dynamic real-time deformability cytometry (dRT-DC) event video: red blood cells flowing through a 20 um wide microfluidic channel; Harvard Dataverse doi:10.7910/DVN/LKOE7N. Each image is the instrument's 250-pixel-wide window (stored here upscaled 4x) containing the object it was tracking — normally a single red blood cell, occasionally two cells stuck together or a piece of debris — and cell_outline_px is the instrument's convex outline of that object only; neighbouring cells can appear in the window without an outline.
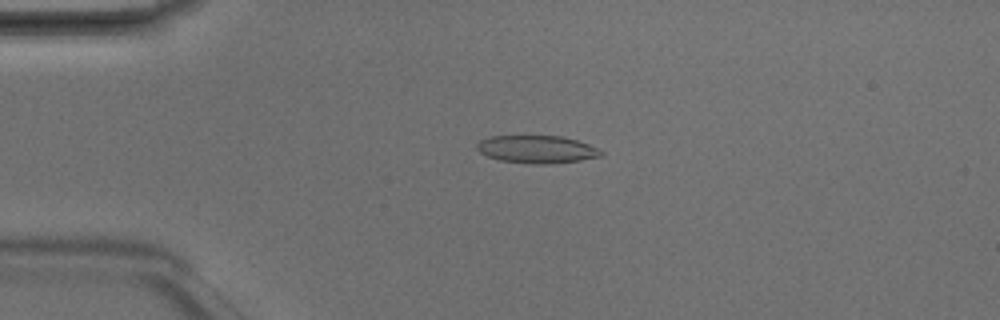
{"species": "Egyptian fruit bat (a non-hibernating species)", "species_latin": "Rousettus aegyptiacus", "temperature_condition": "room temperature", "stored_images_in_passage": 4, "camera_frame_rate_fps": 3000, "um_per_image_px": 0.085, "animal": {"sex": "male"}, "frame": {"image": 1, "passage_image": 3, "time_ms": 0.667, "image_size_px": [1000, 320], "cell_outline_px": [[604, 152], [600, 156], [580, 160], [552, 164], [536, 164], [500, 160], [488, 156], [480, 152], [476, 148], [476, 144], [480, 140], [492, 136], [560, 136], [576, 140], [588, 144]], "centroid_in_image_um": [45.62, 12.69], "position_along_channel_um": 39.4, "area_um2": 19.83}}